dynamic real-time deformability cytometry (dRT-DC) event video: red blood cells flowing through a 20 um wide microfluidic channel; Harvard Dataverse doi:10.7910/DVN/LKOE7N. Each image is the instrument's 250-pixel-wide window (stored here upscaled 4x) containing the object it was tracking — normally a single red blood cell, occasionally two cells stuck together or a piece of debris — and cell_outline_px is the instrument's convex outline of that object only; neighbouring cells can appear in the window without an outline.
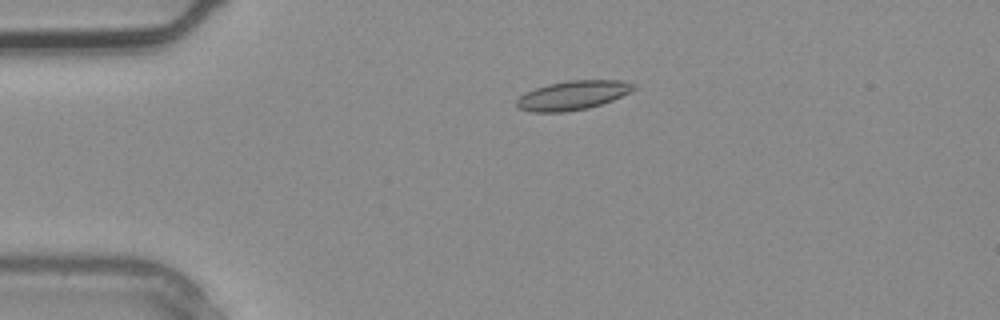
{"species": "common noctule bat (a hibernating species)", "species_latin": "Nyctalus noctula", "temperature_condition": "warm", "stored_images_in_passage": 3, "camera_frame_rate_fps": 3000, "um_per_image_px": 0.085, "animal": {"sex": "male", "body_mass_g": 20.4}, "frame": {"image": 1, "passage_image": 2, "time_ms": 0.333, "image_size_px": [1000, 320], "cell_outline_px": [[636, 88], [612, 100], [588, 108], [564, 112], [532, 112], [516, 108], [516, 100], [520, 96], [536, 88], [548, 84], [568, 80], [620, 80], [636, 84]], "centroid_in_image_um": [48.66, 8.1], "position_along_channel_um": 36.3, "area_um2": 19.71}}